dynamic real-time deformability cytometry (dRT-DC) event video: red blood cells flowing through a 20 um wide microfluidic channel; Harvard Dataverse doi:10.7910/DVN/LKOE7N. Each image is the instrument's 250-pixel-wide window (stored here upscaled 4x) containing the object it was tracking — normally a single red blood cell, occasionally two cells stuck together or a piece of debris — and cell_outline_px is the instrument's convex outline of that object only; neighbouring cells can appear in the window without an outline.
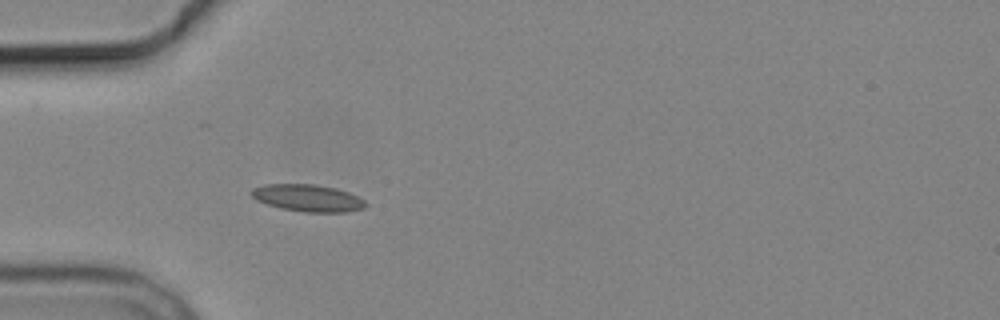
{"species": "common noctule bat (a hibernating species)", "species_latin": "Nyctalus noctula", "temperature_condition": "cold", "stored_images_in_passage": 6, "camera_frame_rate_fps": 3000, "um_per_image_px": 0.085, "animal": {"sex": "male", "body_mass_g": 19.2, "forearm_length_mm": 51.8}, "frame": {"image": 1, "passage_image": 6, "time_ms": 5.667, "image_size_px": [1000, 320], "cell_outline_px": [[368, 204], [364, 208], [348, 212], [304, 212], [280, 208], [256, 200], [252, 196], [252, 188], [264, 184], [312, 184], [336, 188], [348, 192], [364, 200]], "centroid_in_image_um": [26.17, 16.83], "position_along_channel_um": 58.8, "area_um2": 17.98}}